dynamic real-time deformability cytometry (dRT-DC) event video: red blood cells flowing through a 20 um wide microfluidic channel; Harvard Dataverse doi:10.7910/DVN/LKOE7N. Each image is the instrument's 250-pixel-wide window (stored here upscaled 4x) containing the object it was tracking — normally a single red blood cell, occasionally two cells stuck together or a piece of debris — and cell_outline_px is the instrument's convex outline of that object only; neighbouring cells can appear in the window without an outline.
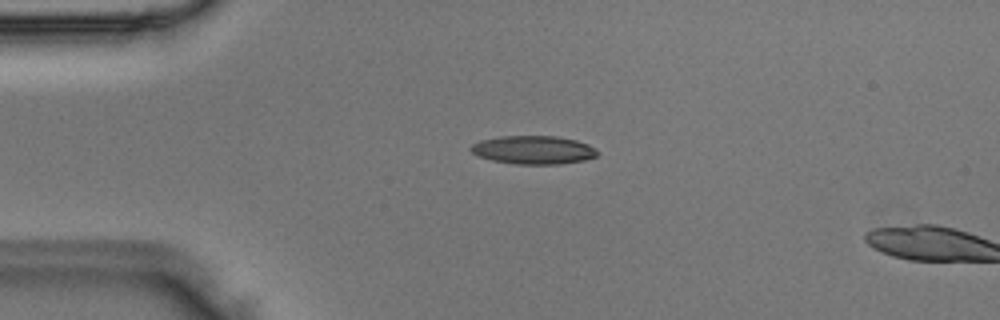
{"species": "Egyptian fruit bat (a non-hibernating species)", "species_latin": "Rousettus aegyptiacus", "temperature_condition": "room temperature", "stored_images_in_passage": 3, "camera_frame_rate_fps": 3000, "um_per_image_px": 0.085, "animal": {"sex": "male"}, "frame": {"image": 1, "passage_image": 2, "time_ms": 0.333, "image_size_px": [1000, 320], "cell_outline_px": [[600, 152], [596, 156], [584, 160], [560, 164], [516, 164], [492, 160], [480, 156], [472, 152], [468, 148], [472, 144], [480, 140], [500, 136], [556, 136], [576, 140], [588, 144], [596, 148]], "centroid_in_image_um": [45.36, 12.74], "position_along_channel_um": 39.6, "area_um2": 20.98}}